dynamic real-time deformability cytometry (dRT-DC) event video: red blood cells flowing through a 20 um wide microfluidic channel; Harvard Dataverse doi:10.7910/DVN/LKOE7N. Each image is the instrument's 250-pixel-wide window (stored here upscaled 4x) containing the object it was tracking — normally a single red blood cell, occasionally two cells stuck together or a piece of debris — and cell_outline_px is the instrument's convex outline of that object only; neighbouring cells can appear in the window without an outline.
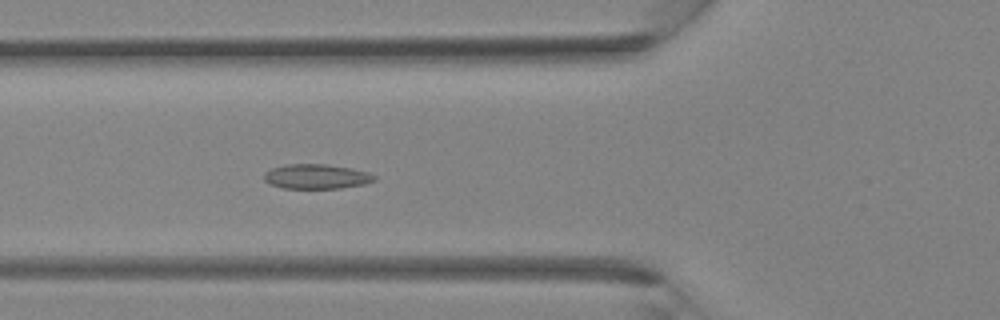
{"species": "Egyptian fruit bat (a non-hibernating species)", "species_latin": "Rousettus aegyptiacus", "temperature_condition": "room temperature", "stored_images_in_passage": 33, "camera_frame_rate_fps": 3000, "um_per_image_px": 0.085, "animal": {"sex": "female"}, "frame": {"image": 1, "passage_image": 10, "time_ms": 3.0, "image_size_px": [1000, 320], "cell_outline_px": [[376, 180], [364, 184], [340, 188], [284, 188], [268, 184], [264, 180], [264, 172], [272, 168], [284, 164], [324, 164], [352, 168], [368, 172], [376, 176]], "centroid_in_image_um": [26.88, 15.0], "position_along_channel_um": 98.9, "area_um2": 15.95}}
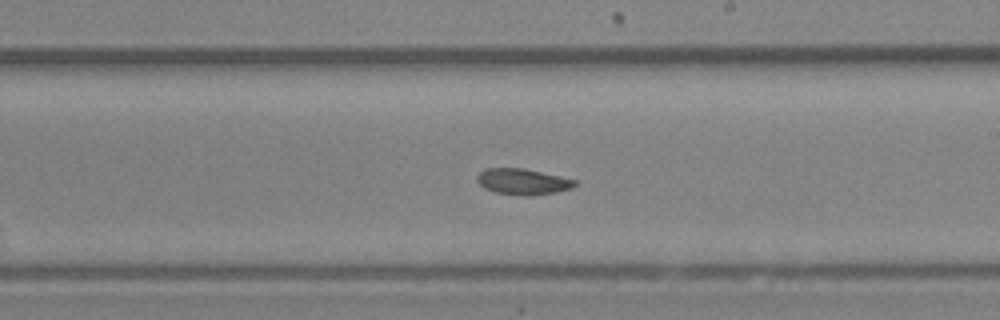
{"frame": {"image": 2, "passage_image": 18, "time_ms": 5.667, "image_size_px": [1000, 320], "cell_outline_px": [[576, 184], [572, 188], [556, 192], [532, 196], [524, 196], [496, 192], [484, 188], [476, 180], [476, 176], [484, 168], [524, 168], [560, 176], [576, 180]], "centroid_in_image_um": [44.42, 15.44], "position_along_channel_um": 244.6, "area_um2": 14.85}}
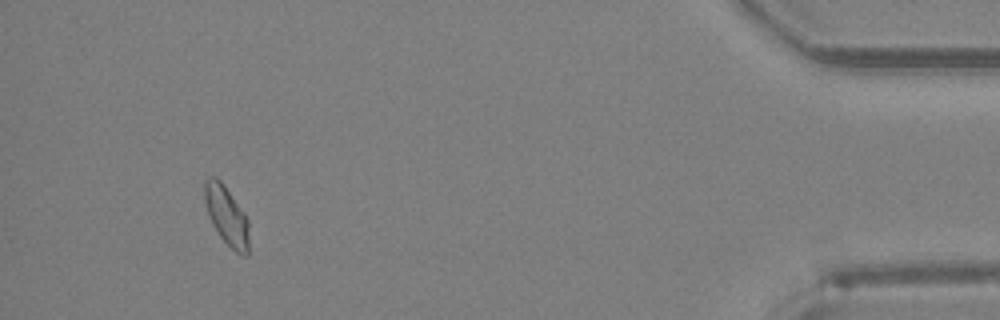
{"frame": {"image": 3, "passage_image": 31, "time_ms": 10.0, "image_size_px": [1000, 320], "cell_outline_px": [[248, 256], [240, 256], [220, 236], [212, 224], [208, 216], [204, 200], [204, 180], [208, 176], [216, 176], [224, 184], [244, 212], [248, 220]], "centroid_in_image_um": [19.24, 18.3], "position_along_channel_um": 416.0, "area_um2": 15.43}}